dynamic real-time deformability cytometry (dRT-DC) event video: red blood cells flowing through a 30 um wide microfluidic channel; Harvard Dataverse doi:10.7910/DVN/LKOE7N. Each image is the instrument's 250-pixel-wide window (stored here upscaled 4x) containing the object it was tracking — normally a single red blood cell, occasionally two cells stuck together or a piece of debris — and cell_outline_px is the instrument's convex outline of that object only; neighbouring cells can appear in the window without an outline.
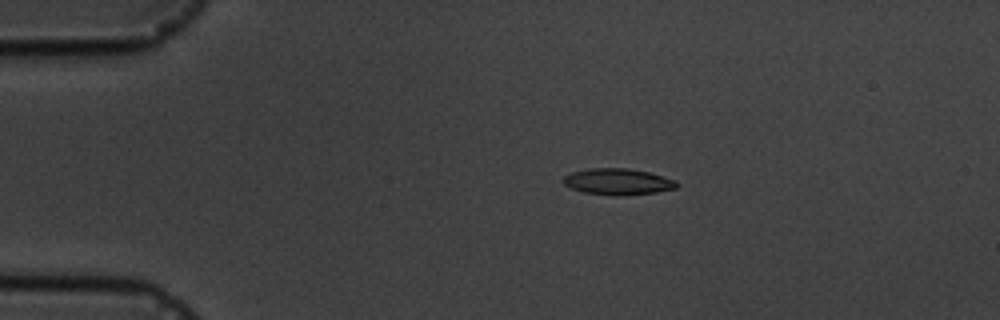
{"species": "common noctule bat (a hibernating species)", "species_latin": "Nyctalus noctula", "temperature_condition": "cold", "stored_images_in_passage": 14, "camera_frame_rate_fps": 3000, "um_per_image_px": 0.085, "animal": {"sex": "male", "body_mass_g": 19.5, "forearm_length_mm": 54.6}, "frame": {"image": 1, "passage_image": 2, "time_ms": 1.333, "image_size_px": [1000, 320], "cell_outline_px": [[680, 184], [676, 188], [656, 192], [624, 196], [616, 196], [584, 192], [572, 188], [564, 184], [560, 180], [564, 176], [572, 172], [592, 168], [628, 168], [648, 172], [676, 180]], "centroid_in_image_um": [52.52, 15.44], "position_along_channel_um": 32.5, "area_um2": 17.46}}
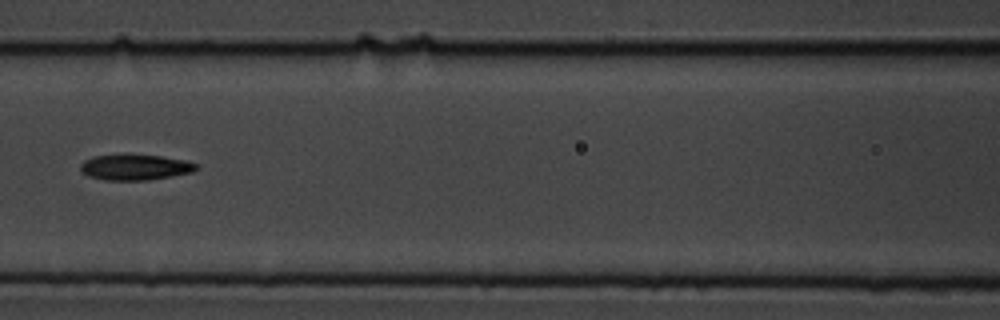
{"frame": {"image": 2, "passage_image": 6, "time_ms": 6.0, "image_size_px": [1000, 320], "cell_outline_px": [[200, 168], [192, 172], [172, 176], [148, 180], [104, 180], [88, 176], [80, 168], [80, 164], [84, 160], [92, 156], [160, 156], [188, 160], [200, 164]], "centroid_in_image_um": [11.56, 14.23], "position_along_channel_um": 155.0, "area_um2": 17.11}}
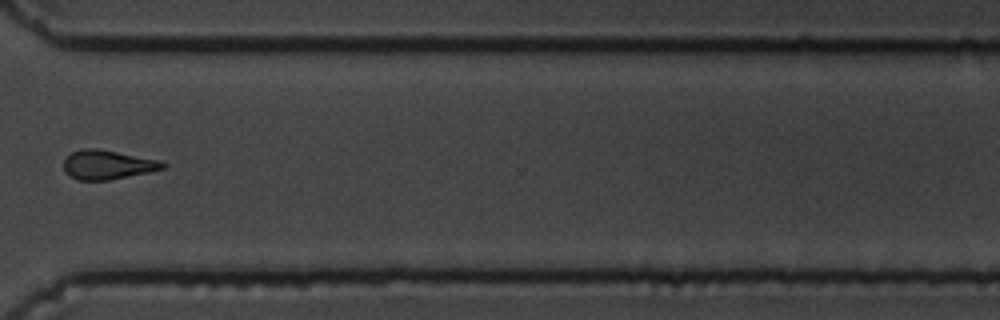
{"frame": {"image": 3, "passage_image": 11, "time_ms": 11.667, "image_size_px": [1000, 320], "cell_outline_px": [[168, 164], [164, 168], [148, 172], [108, 180], [76, 180], [68, 176], [64, 172], [64, 160], [72, 152], [84, 148], [96, 148], [160, 160]], "centroid_in_image_um": [9.12, 14.01], "position_along_channel_um": 361.5, "area_um2": 16.82}, "authors_computed_cell_mechanics": {"area_um2": 17.1088, "velocity_mm_per_s": 3.659, "shape_relaxation_time_tau1_ms": 7.3863, "shape_relaxation_time_tau2_ms": 5.4497, "deformation_change_tau1": 0.1684, "deformation_change_tau2": 0.135}}